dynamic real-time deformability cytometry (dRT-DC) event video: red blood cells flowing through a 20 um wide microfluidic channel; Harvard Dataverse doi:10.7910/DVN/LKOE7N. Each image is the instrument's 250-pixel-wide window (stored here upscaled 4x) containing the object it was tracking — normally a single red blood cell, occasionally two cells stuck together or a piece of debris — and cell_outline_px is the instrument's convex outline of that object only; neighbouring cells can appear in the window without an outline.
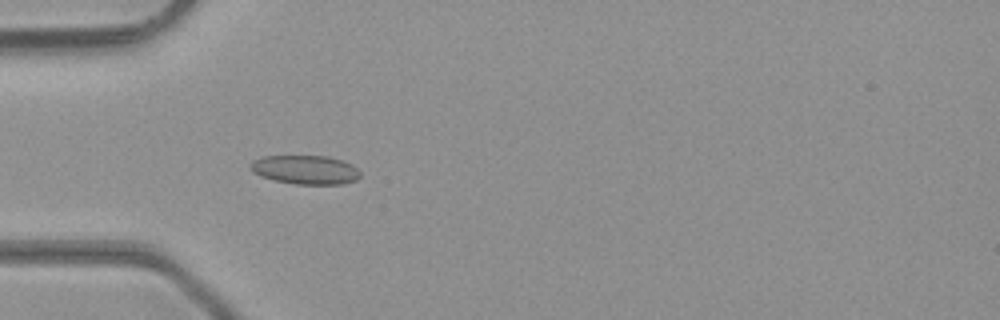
{"species": "common noctule bat (a hibernating species)", "species_latin": "Nyctalus noctula", "temperature_condition": "room temperature", "stored_images_in_passage": 49, "camera_frame_rate_fps": 3000, "um_per_image_px": 0.085, "animal": {"sex": "male", "body_mass_g": 23.1, "forearm_length_mm": 52.7}, "frame": {"image": 1, "passage_image": 16, "time_ms": 5.0, "image_size_px": [1000, 320], "cell_outline_px": [[360, 176], [356, 180], [340, 184], [296, 184], [276, 180], [260, 176], [252, 172], [248, 168], [248, 164], [252, 160], [264, 156], [328, 156], [344, 160], [352, 164], [360, 172]], "centroid_in_image_um": [25.93, 14.41], "position_along_channel_um": 59.1, "area_um2": 18.67}}
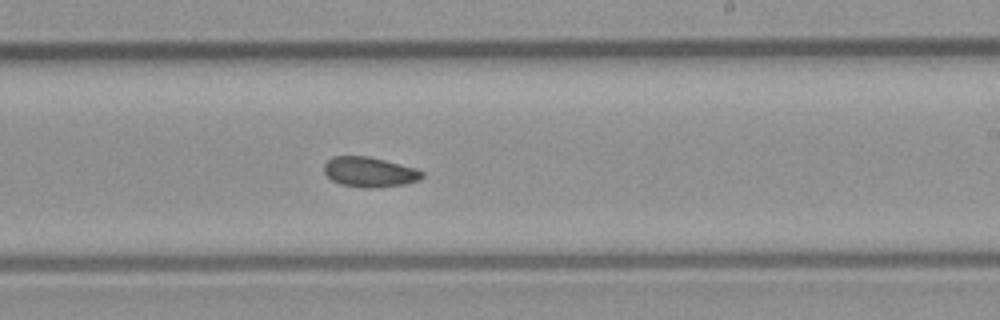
{"frame": {"image": 2, "passage_image": 30, "time_ms": 9.667, "image_size_px": [1000, 320], "cell_outline_px": [[424, 176], [420, 180], [404, 184], [376, 188], [364, 188], [340, 184], [332, 180], [324, 172], [324, 164], [332, 156], [368, 156], [416, 168], [424, 172]], "centroid_in_image_um": [31.42, 14.62], "position_along_channel_um": 257.6, "area_um2": 17.22}}
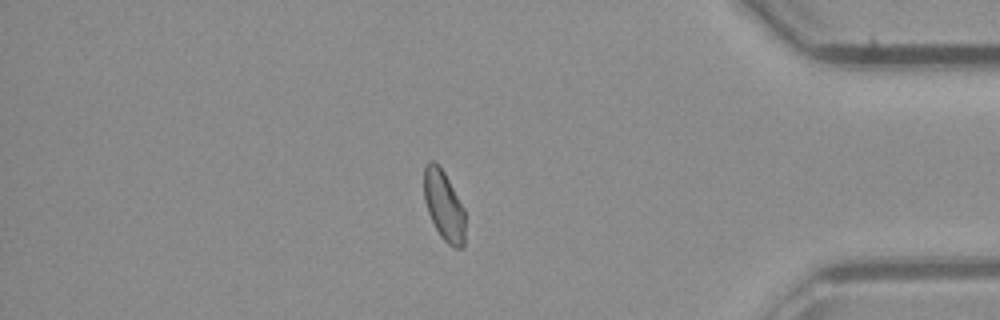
{"frame": {"image": 3, "passage_image": 42, "time_ms": 13.667, "image_size_px": [1000, 320], "cell_outline_px": [[464, 248], [452, 248], [440, 236], [428, 212], [424, 200], [424, 164], [428, 160], [432, 160], [444, 172], [464, 208]], "centroid_in_image_um": [37.72, 17.48], "position_along_channel_um": 397.5, "area_um2": 16.7}, "authors_computed_cell_mechanics": {"area_um2": 17.629, "velocity_mm_per_s": 4.3296, "shape_relaxation_time_tau1_ms": null, "shape_relaxation_time_tau2_ms": 2.5471, "deformation_change_tau1": null, "deformation_change_tau2": 0.0626}}